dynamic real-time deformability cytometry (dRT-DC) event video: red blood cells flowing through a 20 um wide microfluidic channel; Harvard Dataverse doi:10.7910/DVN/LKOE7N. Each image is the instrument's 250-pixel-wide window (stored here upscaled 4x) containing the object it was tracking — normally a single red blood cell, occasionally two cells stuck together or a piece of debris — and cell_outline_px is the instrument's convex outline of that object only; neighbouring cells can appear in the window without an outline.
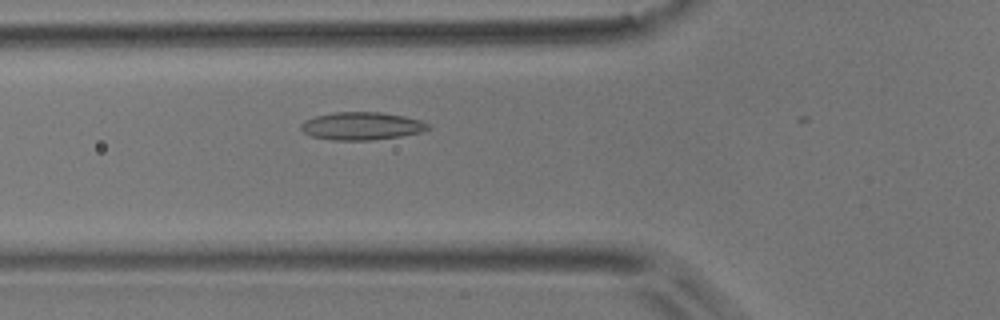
{"species": "common noctule bat (a hibernating species)", "species_latin": "Nyctalus noctula", "temperature_condition": "room temperature", "stored_images_in_passage": 8, "camera_frame_rate_fps": 3000, "um_per_image_px": 0.085, "animal": {"sex": "male", "body_mass_g": 17.9}, "frame": {"image": 1, "passage_image": 4, "time_ms": 1.0, "image_size_px": [1000, 320], "cell_outline_px": [[432, 128], [420, 132], [400, 136], [368, 140], [332, 140], [312, 136], [304, 132], [300, 128], [300, 124], [304, 120], [316, 116], [336, 112], [380, 112], [404, 116], [420, 120], [428, 124]], "centroid_in_image_um": [30.73, 10.7], "position_along_channel_um": 95.1, "area_um2": 20.46}}
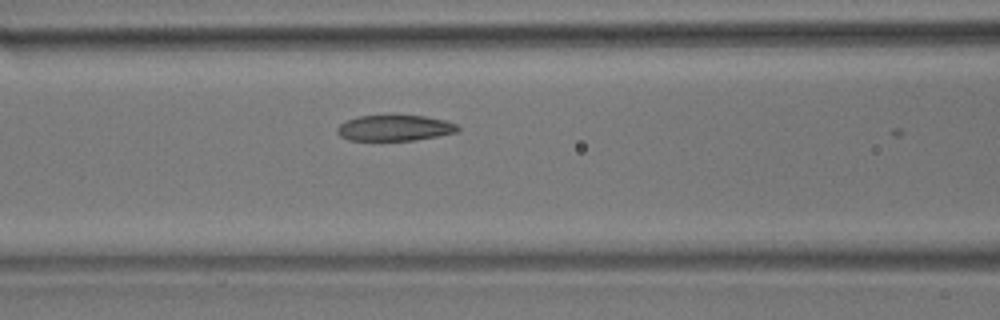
{"frame": {"image": 2, "passage_image": 7, "time_ms": 2.0, "image_size_px": [1000, 320], "cell_outline_px": [[460, 132], [416, 140], [348, 140], [340, 136], [336, 132], [336, 128], [340, 124], [348, 120], [360, 116], [424, 116], [444, 120], [456, 124], [460, 128]], "centroid_in_image_um": [33.57, 10.89], "position_along_channel_um": 133.0, "area_um2": 18.03}}